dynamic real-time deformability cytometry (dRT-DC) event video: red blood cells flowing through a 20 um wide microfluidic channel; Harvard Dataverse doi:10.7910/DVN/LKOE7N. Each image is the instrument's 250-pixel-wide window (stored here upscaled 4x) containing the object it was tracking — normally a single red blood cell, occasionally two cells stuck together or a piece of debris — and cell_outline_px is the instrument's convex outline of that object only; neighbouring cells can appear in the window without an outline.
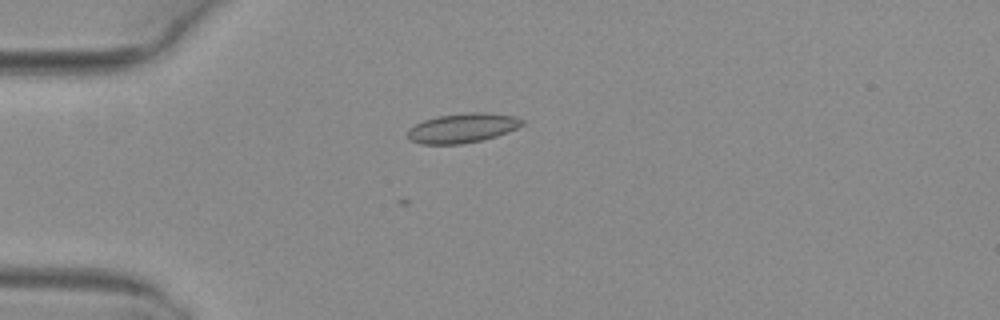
{"species": "common noctule bat (a hibernating species)", "species_latin": "Nyctalus noctula", "temperature_condition": "warm", "stored_images_in_passage": 38, "camera_frame_rate_fps": 3000, "um_per_image_px": 0.085, "animal": {"sex": "female", "body_mass_g": 29.2, "forearm_length_mm": 56.3}, "frame": {"image": 1, "passage_image": 1, "time_ms": 0.0, "image_size_px": [1000, 320], "cell_outline_px": [[524, 124], [508, 132], [496, 136], [480, 140], [460, 144], [420, 144], [412, 140], [408, 136], [408, 128], [424, 120], [436, 116], [472, 112], [484, 112], [512, 116], [524, 120]], "centroid_in_image_um": [39.3, 10.88], "position_along_channel_um": 45.7, "area_um2": 19.48}}
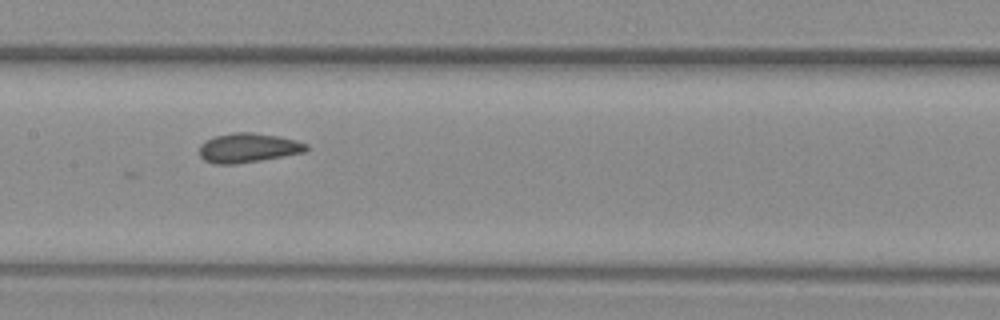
{"frame": {"image": 2, "passage_image": 13, "time_ms": 4.0, "image_size_px": [1000, 320], "cell_outline_px": [[308, 148], [304, 152], [260, 160], [236, 164], [216, 164], [204, 160], [200, 156], [200, 144], [216, 136], [232, 132], [252, 132], [280, 136], [296, 140], [308, 144]], "centroid_in_image_um": [21.1, 12.56], "position_along_channel_um": 186.3, "area_um2": 18.21}}
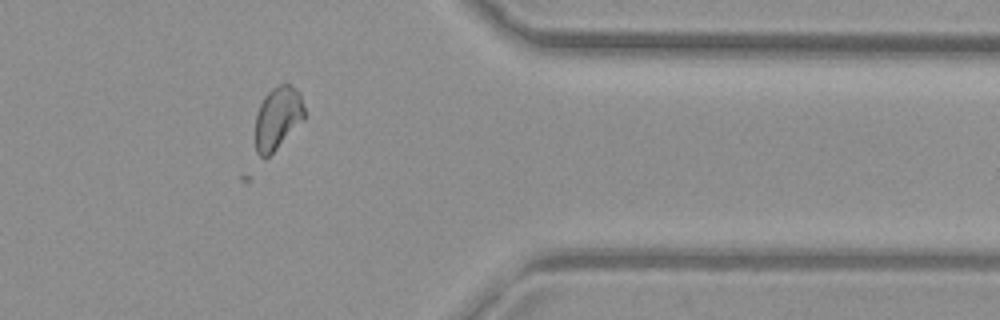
{"frame": {"image": 3, "passage_image": 29, "time_ms": 9.333, "image_size_px": [1000, 320], "cell_outline_px": [[304, 120], [264, 160], [256, 152], [256, 116], [260, 104], [264, 96], [276, 84], [288, 84], [300, 92], [304, 108]], "centroid_in_image_um": [23.6, 10.01], "position_along_channel_um": 387.8, "area_um2": 17.8}}